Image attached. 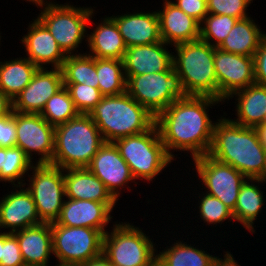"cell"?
Segmentation results:
<instances>
[{
    "label": "cell",
    "instance_id": "37",
    "mask_svg": "<svg viewBox=\"0 0 266 266\" xmlns=\"http://www.w3.org/2000/svg\"><path fill=\"white\" fill-rule=\"evenodd\" d=\"M63 86L69 91L76 110L82 114H89L103 98L99 88L78 83H63Z\"/></svg>",
    "mask_w": 266,
    "mask_h": 266
},
{
    "label": "cell",
    "instance_id": "51",
    "mask_svg": "<svg viewBox=\"0 0 266 266\" xmlns=\"http://www.w3.org/2000/svg\"><path fill=\"white\" fill-rule=\"evenodd\" d=\"M60 266H82L81 264H73V265H60Z\"/></svg>",
    "mask_w": 266,
    "mask_h": 266
},
{
    "label": "cell",
    "instance_id": "25",
    "mask_svg": "<svg viewBox=\"0 0 266 266\" xmlns=\"http://www.w3.org/2000/svg\"><path fill=\"white\" fill-rule=\"evenodd\" d=\"M235 98L236 119H231L234 123L256 128L266 121V86L257 83L251 84L244 89L233 93L229 99Z\"/></svg>",
    "mask_w": 266,
    "mask_h": 266
},
{
    "label": "cell",
    "instance_id": "34",
    "mask_svg": "<svg viewBox=\"0 0 266 266\" xmlns=\"http://www.w3.org/2000/svg\"><path fill=\"white\" fill-rule=\"evenodd\" d=\"M76 110L70 93L65 86L58 90L47 102L40 115L52 126L56 127L75 118Z\"/></svg>",
    "mask_w": 266,
    "mask_h": 266
},
{
    "label": "cell",
    "instance_id": "14",
    "mask_svg": "<svg viewBox=\"0 0 266 266\" xmlns=\"http://www.w3.org/2000/svg\"><path fill=\"white\" fill-rule=\"evenodd\" d=\"M214 68L217 77V99L223 103L236 91L255 83L254 57L215 48Z\"/></svg>",
    "mask_w": 266,
    "mask_h": 266
},
{
    "label": "cell",
    "instance_id": "5",
    "mask_svg": "<svg viewBox=\"0 0 266 266\" xmlns=\"http://www.w3.org/2000/svg\"><path fill=\"white\" fill-rule=\"evenodd\" d=\"M173 47V66L181 94L217 99V77L214 68L216 47L200 39Z\"/></svg>",
    "mask_w": 266,
    "mask_h": 266
},
{
    "label": "cell",
    "instance_id": "49",
    "mask_svg": "<svg viewBox=\"0 0 266 266\" xmlns=\"http://www.w3.org/2000/svg\"><path fill=\"white\" fill-rule=\"evenodd\" d=\"M2 246H3V230L0 232V262L2 258Z\"/></svg>",
    "mask_w": 266,
    "mask_h": 266
},
{
    "label": "cell",
    "instance_id": "29",
    "mask_svg": "<svg viewBox=\"0 0 266 266\" xmlns=\"http://www.w3.org/2000/svg\"><path fill=\"white\" fill-rule=\"evenodd\" d=\"M37 70L38 67L25 56L0 61V89L13 101Z\"/></svg>",
    "mask_w": 266,
    "mask_h": 266
},
{
    "label": "cell",
    "instance_id": "40",
    "mask_svg": "<svg viewBox=\"0 0 266 266\" xmlns=\"http://www.w3.org/2000/svg\"><path fill=\"white\" fill-rule=\"evenodd\" d=\"M15 111L0 117V147L16 146Z\"/></svg>",
    "mask_w": 266,
    "mask_h": 266
},
{
    "label": "cell",
    "instance_id": "18",
    "mask_svg": "<svg viewBox=\"0 0 266 266\" xmlns=\"http://www.w3.org/2000/svg\"><path fill=\"white\" fill-rule=\"evenodd\" d=\"M12 188L11 193L9 191V194L0 199V231L4 228L9 229L6 232L14 233L42 224L30 192L23 185H15Z\"/></svg>",
    "mask_w": 266,
    "mask_h": 266
},
{
    "label": "cell",
    "instance_id": "6",
    "mask_svg": "<svg viewBox=\"0 0 266 266\" xmlns=\"http://www.w3.org/2000/svg\"><path fill=\"white\" fill-rule=\"evenodd\" d=\"M36 6L41 9L37 19L49 30L62 51L66 55L82 54L77 48L87 38V28L96 10L48 0H41Z\"/></svg>",
    "mask_w": 266,
    "mask_h": 266
},
{
    "label": "cell",
    "instance_id": "10",
    "mask_svg": "<svg viewBox=\"0 0 266 266\" xmlns=\"http://www.w3.org/2000/svg\"><path fill=\"white\" fill-rule=\"evenodd\" d=\"M26 189L33 196L36 211L42 223H54L66 199L64 170L51 164H35Z\"/></svg>",
    "mask_w": 266,
    "mask_h": 266
},
{
    "label": "cell",
    "instance_id": "38",
    "mask_svg": "<svg viewBox=\"0 0 266 266\" xmlns=\"http://www.w3.org/2000/svg\"><path fill=\"white\" fill-rule=\"evenodd\" d=\"M208 14L227 15L238 19L248 17L247 8L253 0H206Z\"/></svg>",
    "mask_w": 266,
    "mask_h": 266
},
{
    "label": "cell",
    "instance_id": "4",
    "mask_svg": "<svg viewBox=\"0 0 266 266\" xmlns=\"http://www.w3.org/2000/svg\"><path fill=\"white\" fill-rule=\"evenodd\" d=\"M89 115L105 142L144 133L155 124V116L127 92L103 96Z\"/></svg>",
    "mask_w": 266,
    "mask_h": 266
},
{
    "label": "cell",
    "instance_id": "3",
    "mask_svg": "<svg viewBox=\"0 0 266 266\" xmlns=\"http://www.w3.org/2000/svg\"><path fill=\"white\" fill-rule=\"evenodd\" d=\"M104 143L90 115L79 113L75 118L55 127L54 154L50 164L63 170L87 168Z\"/></svg>",
    "mask_w": 266,
    "mask_h": 266
},
{
    "label": "cell",
    "instance_id": "26",
    "mask_svg": "<svg viewBox=\"0 0 266 266\" xmlns=\"http://www.w3.org/2000/svg\"><path fill=\"white\" fill-rule=\"evenodd\" d=\"M96 28L85 39L88 43L90 56L94 58H109L122 60L127 47L124 44L116 23L105 15L101 23H97Z\"/></svg>",
    "mask_w": 266,
    "mask_h": 266
},
{
    "label": "cell",
    "instance_id": "31",
    "mask_svg": "<svg viewBox=\"0 0 266 266\" xmlns=\"http://www.w3.org/2000/svg\"><path fill=\"white\" fill-rule=\"evenodd\" d=\"M63 83L85 84L98 88L96 58L86 53L67 55L61 67Z\"/></svg>",
    "mask_w": 266,
    "mask_h": 266
},
{
    "label": "cell",
    "instance_id": "8",
    "mask_svg": "<svg viewBox=\"0 0 266 266\" xmlns=\"http://www.w3.org/2000/svg\"><path fill=\"white\" fill-rule=\"evenodd\" d=\"M111 228L103 236L102 253L113 266H157L156 243L145 231L122 221Z\"/></svg>",
    "mask_w": 266,
    "mask_h": 266
},
{
    "label": "cell",
    "instance_id": "33",
    "mask_svg": "<svg viewBox=\"0 0 266 266\" xmlns=\"http://www.w3.org/2000/svg\"><path fill=\"white\" fill-rule=\"evenodd\" d=\"M33 162L34 161H31L25 152L18 146L4 148L1 181L11 183L12 186L23 185L26 187L27 183L23 179L25 178L24 176L29 174V170L35 165Z\"/></svg>",
    "mask_w": 266,
    "mask_h": 266
},
{
    "label": "cell",
    "instance_id": "42",
    "mask_svg": "<svg viewBox=\"0 0 266 266\" xmlns=\"http://www.w3.org/2000/svg\"><path fill=\"white\" fill-rule=\"evenodd\" d=\"M255 83L266 86V36L254 54Z\"/></svg>",
    "mask_w": 266,
    "mask_h": 266
},
{
    "label": "cell",
    "instance_id": "1",
    "mask_svg": "<svg viewBox=\"0 0 266 266\" xmlns=\"http://www.w3.org/2000/svg\"><path fill=\"white\" fill-rule=\"evenodd\" d=\"M218 103L222 101L210 96L181 95L155 117L162 143L173 159L177 150L189 152L192 159L208 154L215 125L209 107Z\"/></svg>",
    "mask_w": 266,
    "mask_h": 266
},
{
    "label": "cell",
    "instance_id": "19",
    "mask_svg": "<svg viewBox=\"0 0 266 266\" xmlns=\"http://www.w3.org/2000/svg\"><path fill=\"white\" fill-rule=\"evenodd\" d=\"M26 29L28 32L20 41L25 48L27 58L38 68L50 65L52 68L61 69L67 55L49 30L37 18L33 19Z\"/></svg>",
    "mask_w": 266,
    "mask_h": 266
},
{
    "label": "cell",
    "instance_id": "20",
    "mask_svg": "<svg viewBox=\"0 0 266 266\" xmlns=\"http://www.w3.org/2000/svg\"><path fill=\"white\" fill-rule=\"evenodd\" d=\"M166 46L169 47L170 45L161 41L154 44L127 47L122 59L125 76L168 71L173 66L174 52L169 51Z\"/></svg>",
    "mask_w": 266,
    "mask_h": 266
},
{
    "label": "cell",
    "instance_id": "41",
    "mask_svg": "<svg viewBox=\"0 0 266 266\" xmlns=\"http://www.w3.org/2000/svg\"><path fill=\"white\" fill-rule=\"evenodd\" d=\"M171 2L199 23L208 15L206 0H174Z\"/></svg>",
    "mask_w": 266,
    "mask_h": 266
},
{
    "label": "cell",
    "instance_id": "32",
    "mask_svg": "<svg viewBox=\"0 0 266 266\" xmlns=\"http://www.w3.org/2000/svg\"><path fill=\"white\" fill-rule=\"evenodd\" d=\"M98 88L103 96H116L126 92L123 61L96 58Z\"/></svg>",
    "mask_w": 266,
    "mask_h": 266
},
{
    "label": "cell",
    "instance_id": "30",
    "mask_svg": "<svg viewBox=\"0 0 266 266\" xmlns=\"http://www.w3.org/2000/svg\"><path fill=\"white\" fill-rule=\"evenodd\" d=\"M187 244L185 241L174 242L161 252L157 251V266H213L214 257L203 249ZM170 247V248H169Z\"/></svg>",
    "mask_w": 266,
    "mask_h": 266
},
{
    "label": "cell",
    "instance_id": "17",
    "mask_svg": "<svg viewBox=\"0 0 266 266\" xmlns=\"http://www.w3.org/2000/svg\"><path fill=\"white\" fill-rule=\"evenodd\" d=\"M66 199L55 223L67 227L94 228L103 234L107 232L105 228L113 219L111 213L118 202Z\"/></svg>",
    "mask_w": 266,
    "mask_h": 266
},
{
    "label": "cell",
    "instance_id": "47",
    "mask_svg": "<svg viewBox=\"0 0 266 266\" xmlns=\"http://www.w3.org/2000/svg\"><path fill=\"white\" fill-rule=\"evenodd\" d=\"M3 161H4V148L0 147V182H1V169L3 167Z\"/></svg>",
    "mask_w": 266,
    "mask_h": 266
},
{
    "label": "cell",
    "instance_id": "50",
    "mask_svg": "<svg viewBox=\"0 0 266 266\" xmlns=\"http://www.w3.org/2000/svg\"><path fill=\"white\" fill-rule=\"evenodd\" d=\"M27 2H32L35 6L40 2V0H26Z\"/></svg>",
    "mask_w": 266,
    "mask_h": 266
},
{
    "label": "cell",
    "instance_id": "23",
    "mask_svg": "<svg viewBox=\"0 0 266 266\" xmlns=\"http://www.w3.org/2000/svg\"><path fill=\"white\" fill-rule=\"evenodd\" d=\"M12 234L18 240L25 266L49 265L50 256L53 255L50 223L28 227Z\"/></svg>",
    "mask_w": 266,
    "mask_h": 266
},
{
    "label": "cell",
    "instance_id": "28",
    "mask_svg": "<svg viewBox=\"0 0 266 266\" xmlns=\"http://www.w3.org/2000/svg\"><path fill=\"white\" fill-rule=\"evenodd\" d=\"M260 28L250 15L238 19L218 48L224 52L254 57L260 41L266 36V33L262 32Z\"/></svg>",
    "mask_w": 266,
    "mask_h": 266
},
{
    "label": "cell",
    "instance_id": "15",
    "mask_svg": "<svg viewBox=\"0 0 266 266\" xmlns=\"http://www.w3.org/2000/svg\"><path fill=\"white\" fill-rule=\"evenodd\" d=\"M87 168L104 183L106 189L117 201L121 197L120 192L124 190L122 188L127 187L131 190L128 186L130 181L137 185L129 165L121 157L113 142H105L93 156Z\"/></svg>",
    "mask_w": 266,
    "mask_h": 266
},
{
    "label": "cell",
    "instance_id": "13",
    "mask_svg": "<svg viewBox=\"0 0 266 266\" xmlns=\"http://www.w3.org/2000/svg\"><path fill=\"white\" fill-rule=\"evenodd\" d=\"M16 146L32 161L34 154L41 155L35 164H50L54 154L55 127L40 114L15 111ZM34 152V153H33ZM33 156V157H32Z\"/></svg>",
    "mask_w": 266,
    "mask_h": 266
},
{
    "label": "cell",
    "instance_id": "21",
    "mask_svg": "<svg viewBox=\"0 0 266 266\" xmlns=\"http://www.w3.org/2000/svg\"><path fill=\"white\" fill-rule=\"evenodd\" d=\"M122 35L126 47L161 42L160 22L156 11L133 12L110 16Z\"/></svg>",
    "mask_w": 266,
    "mask_h": 266
},
{
    "label": "cell",
    "instance_id": "7",
    "mask_svg": "<svg viewBox=\"0 0 266 266\" xmlns=\"http://www.w3.org/2000/svg\"><path fill=\"white\" fill-rule=\"evenodd\" d=\"M113 143L135 180L144 179L150 183L175 161L167 153L156 124L144 133L123 137Z\"/></svg>",
    "mask_w": 266,
    "mask_h": 266
},
{
    "label": "cell",
    "instance_id": "35",
    "mask_svg": "<svg viewBox=\"0 0 266 266\" xmlns=\"http://www.w3.org/2000/svg\"><path fill=\"white\" fill-rule=\"evenodd\" d=\"M238 18L208 14L200 23V40L218 48L228 36Z\"/></svg>",
    "mask_w": 266,
    "mask_h": 266
},
{
    "label": "cell",
    "instance_id": "46",
    "mask_svg": "<svg viewBox=\"0 0 266 266\" xmlns=\"http://www.w3.org/2000/svg\"><path fill=\"white\" fill-rule=\"evenodd\" d=\"M261 145L266 150V121L262 122L256 128Z\"/></svg>",
    "mask_w": 266,
    "mask_h": 266
},
{
    "label": "cell",
    "instance_id": "11",
    "mask_svg": "<svg viewBox=\"0 0 266 266\" xmlns=\"http://www.w3.org/2000/svg\"><path fill=\"white\" fill-rule=\"evenodd\" d=\"M125 78L126 92L155 117L182 95L174 66L165 72Z\"/></svg>",
    "mask_w": 266,
    "mask_h": 266
},
{
    "label": "cell",
    "instance_id": "44",
    "mask_svg": "<svg viewBox=\"0 0 266 266\" xmlns=\"http://www.w3.org/2000/svg\"><path fill=\"white\" fill-rule=\"evenodd\" d=\"M224 257L220 258L219 256L214 257L213 266H241L239 265L231 252L224 251Z\"/></svg>",
    "mask_w": 266,
    "mask_h": 266
},
{
    "label": "cell",
    "instance_id": "39",
    "mask_svg": "<svg viewBox=\"0 0 266 266\" xmlns=\"http://www.w3.org/2000/svg\"><path fill=\"white\" fill-rule=\"evenodd\" d=\"M0 266H25L17 238L5 230Z\"/></svg>",
    "mask_w": 266,
    "mask_h": 266
},
{
    "label": "cell",
    "instance_id": "2",
    "mask_svg": "<svg viewBox=\"0 0 266 266\" xmlns=\"http://www.w3.org/2000/svg\"><path fill=\"white\" fill-rule=\"evenodd\" d=\"M218 118L207 155L231 165L246 178L258 179L264 168L266 150L256 129L236 124L224 115Z\"/></svg>",
    "mask_w": 266,
    "mask_h": 266
},
{
    "label": "cell",
    "instance_id": "16",
    "mask_svg": "<svg viewBox=\"0 0 266 266\" xmlns=\"http://www.w3.org/2000/svg\"><path fill=\"white\" fill-rule=\"evenodd\" d=\"M38 68L29 84L14 98L13 111L40 114L46 102L63 87L59 68Z\"/></svg>",
    "mask_w": 266,
    "mask_h": 266
},
{
    "label": "cell",
    "instance_id": "48",
    "mask_svg": "<svg viewBox=\"0 0 266 266\" xmlns=\"http://www.w3.org/2000/svg\"><path fill=\"white\" fill-rule=\"evenodd\" d=\"M258 179H260L262 182L266 183V159H265V163H264V168H263L262 174H261V176Z\"/></svg>",
    "mask_w": 266,
    "mask_h": 266
},
{
    "label": "cell",
    "instance_id": "24",
    "mask_svg": "<svg viewBox=\"0 0 266 266\" xmlns=\"http://www.w3.org/2000/svg\"><path fill=\"white\" fill-rule=\"evenodd\" d=\"M64 188L68 199L117 202L104 183L88 168L65 169Z\"/></svg>",
    "mask_w": 266,
    "mask_h": 266
},
{
    "label": "cell",
    "instance_id": "22",
    "mask_svg": "<svg viewBox=\"0 0 266 266\" xmlns=\"http://www.w3.org/2000/svg\"><path fill=\"white\" fill-rule=\"evenodd\" d=\"M157 10L162 41L172 46L199 40L200 23L178 8L171 0H163Z\"/></svg>",
    "mask_w": 266,
    "mask_h": 266
},
{
    "label": "cell",
    "instance_id": "12",
    "mask_svg": "<svg viewBox=\"0 0 266 266\" xmlns=\"http://www.w3.org/2000/svg\"><path fill=\"white\" fill-rule=\"evenodd\" d=\"M199 183L204 186L205 193L220 199L229 209L234 210L241 185L247 179L231 165L221 163L209 155L192 159Z\"/></svg>",
    "mask_w": 266,
    "mask_h": 266
},
{
    "label": "cell",
    "instance_id": "9",
    "mask_svg": "<svg viewBox=\"0 0 266 266\" xmlns=\"http://www.w3.org/2000/svg\"><path fill=\"white\" fill-rule=\"evenodd\" d=\"M53 255L60 265L83 264L102 254L104 234L94 228L51 223Z\"/></svg>",
    "mask_w": 266,
    "mask_h": 266
},
{
    "label": "cell",
    "instance_id": "36",
    "mask_svg": "<svg viewBox=\"0 0 266 266\" xmlns=\"http://www.w3.org/2000/svg\"><path fill=\"white\" fill-rule=\"evenodd\" d=\"M202 193V196L199 194L198 197V216H200L204 223L210 226V224L217 225L218 223L222 225L225 220L230 222L231 220L235 221L232 210L220 199L205 192Z\"/></svg>",
    "mask_w": 266,
    "mask_h": 266
},
{
    "label": "cell",
    "instance_id": "43",
    "mask_svg": "<svg viewBox=\"0 0 266 266\" xmlns=\"http://www.w3.org/2000/svg\"><path fill=\"white\" fill-rule=\"evenodd\" d=\"M13 112V101L0 89V117Z\"/></svg>",
    "mask_w": 266,
    "mask_h": 266
},
{
    "label": "cell",
    "instance_id": "27",
    "mask_svg": "<svg viewBox=\"0 0 266 266\" xmlns=\"http://www.w3.org/2000/svg\"><path fill=\"white\" fill-rule=\"evenodd\" d=\"M264 184L260 179L247 178L241 185L236 206L232 211L235 222H239L252 234L256 231L254 229L256 226H253L254 222L265 206V195L260 190Z\"/></svg>",
    "mask_w": 266,
    "mask_h": 266
},
{
    "label": "cell",
    "instance_id": "45",
    "mask_svg": "<svg viewBox=\"0 0 266 266\" xmlns=\"http://www.w3.org/2000/svg\"><path fill=\"white\" fill-rule=\"evenodd\" d=\"M82 266H113L111 262L104 256L102 253L101 255L89 259L85 263L81 264Z\"/></svg>",
    "mask_w": 266,
    "mask_h": 266
}]
</instances>
